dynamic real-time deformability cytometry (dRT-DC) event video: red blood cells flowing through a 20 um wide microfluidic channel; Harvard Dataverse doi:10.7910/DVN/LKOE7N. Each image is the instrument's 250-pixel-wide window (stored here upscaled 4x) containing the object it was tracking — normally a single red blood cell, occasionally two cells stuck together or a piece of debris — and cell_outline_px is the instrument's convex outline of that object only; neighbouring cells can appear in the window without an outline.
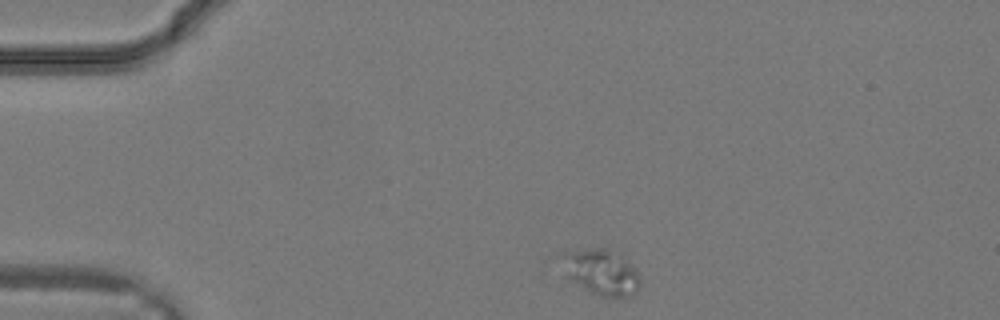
{"species": "common noctule bat (a hibernating species)", "species_latin": "Nyctalus noctula", "temperature_condition": "warm", "stored_images_in_passage": 27, "camera_frame_rate_fps": 3000, "um_per_image_px": 0.085, "animal": {"sex": "male", "body_mass_g": 19.2, "forearm_length_mm": 51.8}, "frame": {"image": 1, "passage_image": 1, "time_ms": 0.0, "image_size_px": [1000, 320], "cell_outline_px": [[640, 284], [636, 292], [632, 296], [600, 296], [588, 292], [568, 280], [564, 252], [600, 248], [604, 248], [628, 264], [640, 276]], "centroid_in_image_um": [51.11, 23.2], "position_along_channel_um": 33.9, "area_um2": 19.77}}
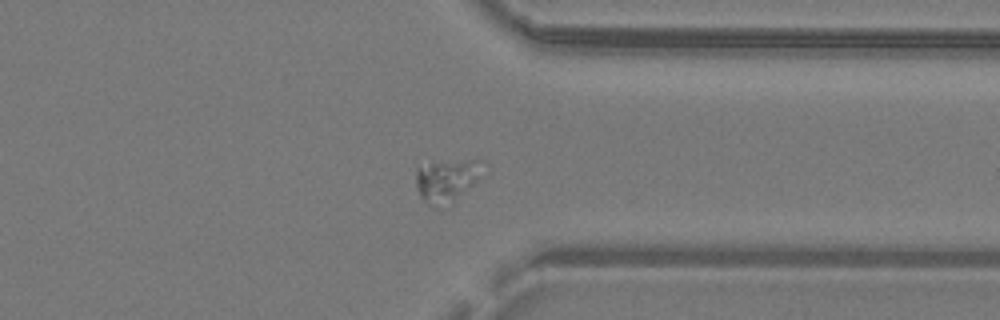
{"frame": {"image": 2, "passage_image": 20, "time_ms": 6.333, "image_size_px": [1000, 320], "cell_outline_px": [[484, 160], [476, 180], [452, 204], [424, 200], [420, 196], [416, 188], [416, 168], [432, 164], [468, 160]], "centroid_in_image_um": [37.96, 15.3], "position_along_channel_um": 373.4, "area_um2": 15.43}}
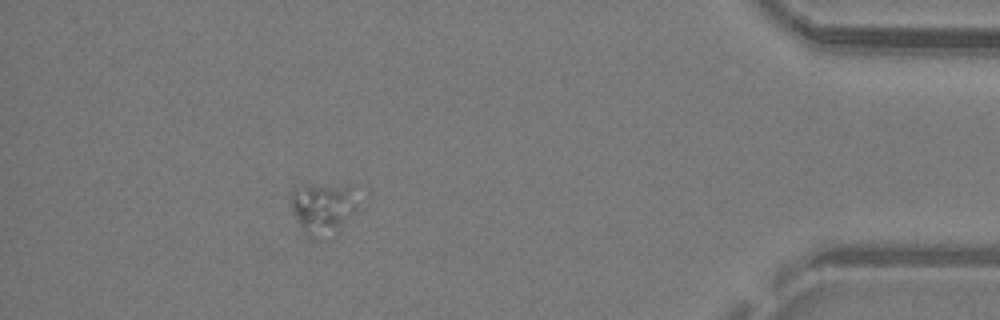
{"frame": {"image": 3, "passage_image": 24, "time_ms": 7.667, "image_size_px": [1000, 320], "cell_outline_px": [[356, 208], [336, 228], [304, 228], [300, 224], [292, 208], [292, 188], [308, 184], [352, 184]], "centroid_in_image_um": [27.44, 17.39], "position_along_channel_um": 407.8, "area_um2": 17.57}}